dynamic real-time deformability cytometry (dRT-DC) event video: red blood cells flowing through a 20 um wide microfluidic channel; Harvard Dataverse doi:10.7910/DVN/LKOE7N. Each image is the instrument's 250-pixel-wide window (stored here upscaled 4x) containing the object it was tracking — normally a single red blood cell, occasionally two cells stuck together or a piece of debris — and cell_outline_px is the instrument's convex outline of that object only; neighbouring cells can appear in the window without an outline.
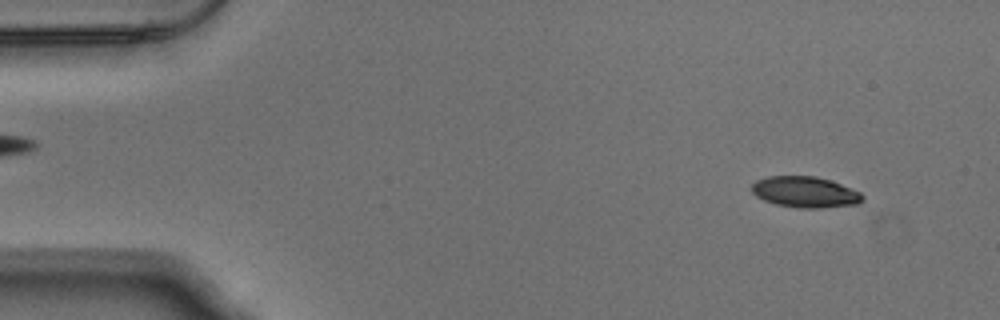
{"species": "Egyptian fruit bat (a non-hibernating species)", "species_latin": "Rousettus aegyptiacus", "temperature_condition": "warm", "stored_images_in_passage": 51, "camera_frame_rate_fps": 3000, "um_per_image_px": 0.085, "animal": {"sex": "male"}, "frame": {"image": 1, "passage_image": 3, "time_ms": 0.667, "image_size_px": [1000, 320], "cell_outline_px": [[864, 200], [856, 204], [820, 208], [800, 208], [776, 204], [764, 200], [756, 196], [752, 192], [752, 184], [756, 180], [768, 176], [816, 176], [832, 180], [860, 192], [864, 196]], "centroid_in_image_um": [68.44, 16.32], "position_along_channel_um": 16.6, "area_um2": 20.06}}
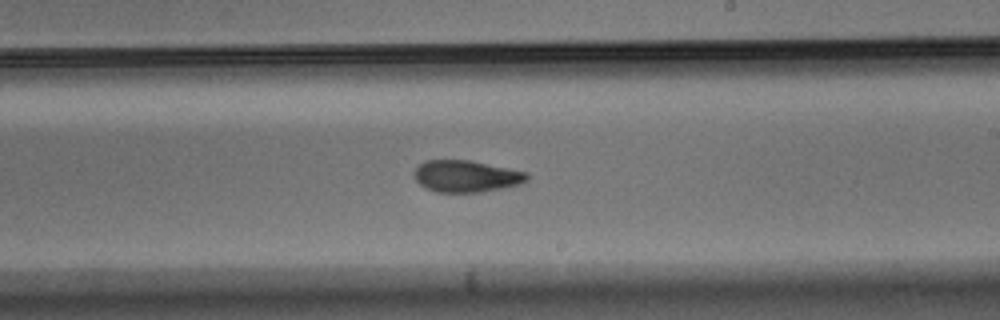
{"frame": {"image": 2, "passage_image": 29, "time_ms": 9.333, "image_size_px": [1000, 320], "cell_outline_px": [[528, 180], [520, 184], [508, 188], [480, 192], [436, 192], [424, 188], [412, 176], [416, 168], [424, 160], [468, 160], [528, 172]], "centroid_in_image_um": [39.63, 14.99], "position_along_channel_um": 249.4, "area_um2": 21.1}}
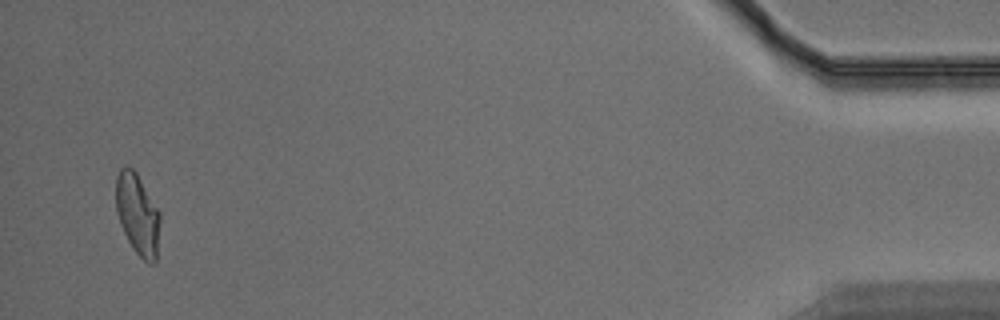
{"frame": {"image": 3, "passage_image": 49, "time_ms": 16.0, "image_size_px": [1000, 320], "cell_outline_px": [[160, 220], [156, 260], [152, 264], [148, 264], [132, 248], [120, 224], [116, 212], [116, 176], [120, 168], [128, 164], [136, 172], [160, 212]], "centroid_in_image_um": [11.68, 18.19], "position_along_channel_um": 423.5, "area_um2": 20.92}, "authors_computed_cell_mechanics": {"area_um2": 21.386, "velocity_mm_per_s": 3.8384, "shape_relaxation_time_tau1_ms": 6.4202, "shape_relaxation_time_tau2_ms": 2.2805, "deformation_change_tau1": 0.1845, "deformation_change_tau2": 0.0819}}